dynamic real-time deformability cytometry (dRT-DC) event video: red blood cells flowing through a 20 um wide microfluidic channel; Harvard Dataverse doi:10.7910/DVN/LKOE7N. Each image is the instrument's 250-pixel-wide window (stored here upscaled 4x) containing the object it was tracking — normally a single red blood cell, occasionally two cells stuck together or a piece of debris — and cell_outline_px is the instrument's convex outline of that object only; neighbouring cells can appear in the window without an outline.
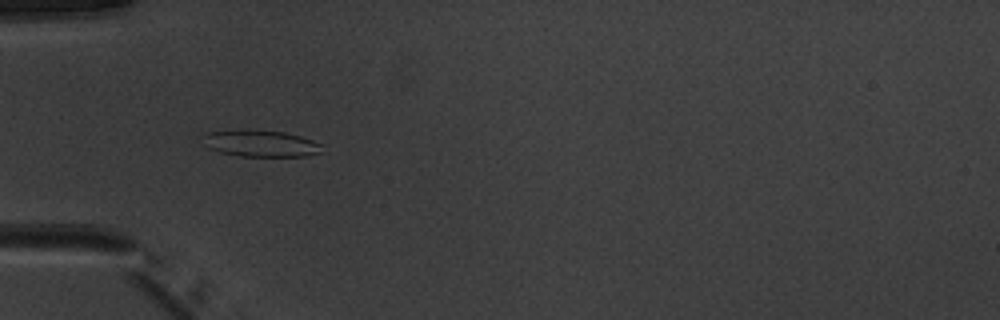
{"species": "common noctule bat (a hibernating species)", "species_latin": "Nyctalus noctula", "temperature_condition": "warm", "stored_images_in_passage": 51, "camera_frame_rate_fps": 3000, "um_per_image_px": 0.085, "animal": {"sex": "male", "body_mass_g": 20.1, "forearm_length_mm": 53.5}, "frame": {"image": 1, "passage_image": 16, "time_ms": 5.0, "image_size_px": [1000, 320], "cell_outline_px": [[324, 152], [308, 156], [240, 156], [220, 152], [208, 148], [204, 144], [200, 136], [208, 132], [284, 132], [300, 136], [324, 144]], "centroid_in_image_um": [22.24, 12.24], "position_along_channel_um": 62.8, "area_um2": 17.98}}
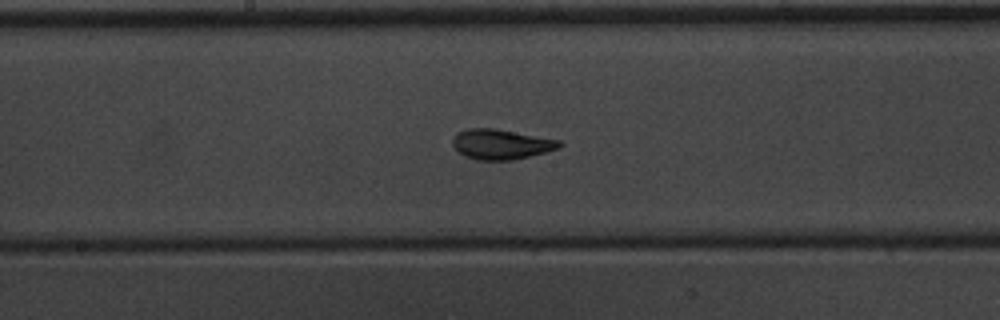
{"frame": {"image": 2, "passage_image": 27, "time_ms": 8.667, "image_size_px": [1000, 320], "cell_outline_px": [[564, 144], [560, 148], [512, 160], [476, 160], [464, 156], [452, 144], [452, 140], [456, 132], [468, 128], [496, 128], [560, 140]], "centroid_in_image_um": [42.58, 12.25], "position_along_channel_um": 205.6, "area_um2": 18.79}}
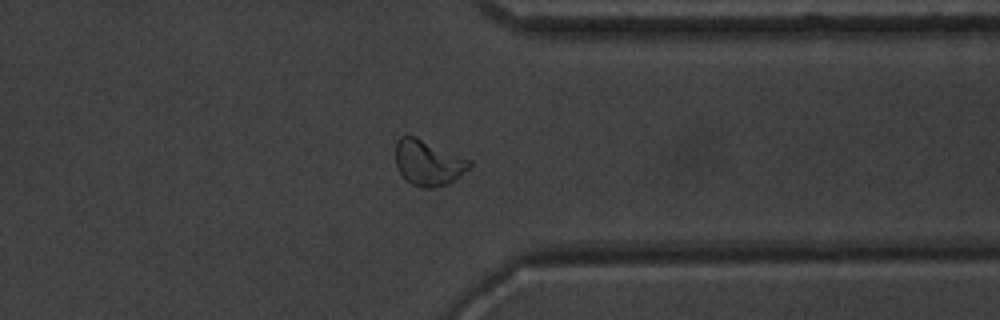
{"frame": {"image": 3, "passage_image": 40, "time_ms": 13.0, "image_size_px": [1000, 320], "cell_outline_px": [[472, 164], [468, 168], [452, 180], [444, 184], [432, 188], [420, 188], [412, 184], [400, 172], [396, 164], [396, 140], [400, 136], [416, 136], [472, 160]], "centroid_in_image_um": [36.38, 13.8], "position_along_channel_um": 375.0, "area_um2": 19.31}, "authors_computed_cell_mechanics": {"area_um2": 18.9584, "velocity_mm_per_s": 3.967, "shape_relaxation_time_tau1_ms": 4.146, "shape_relaxation_time_tau2_ms": 1.2208, "deformation_change_tau1": 0.1591, "deformation_change_tau2": 0.0641}}